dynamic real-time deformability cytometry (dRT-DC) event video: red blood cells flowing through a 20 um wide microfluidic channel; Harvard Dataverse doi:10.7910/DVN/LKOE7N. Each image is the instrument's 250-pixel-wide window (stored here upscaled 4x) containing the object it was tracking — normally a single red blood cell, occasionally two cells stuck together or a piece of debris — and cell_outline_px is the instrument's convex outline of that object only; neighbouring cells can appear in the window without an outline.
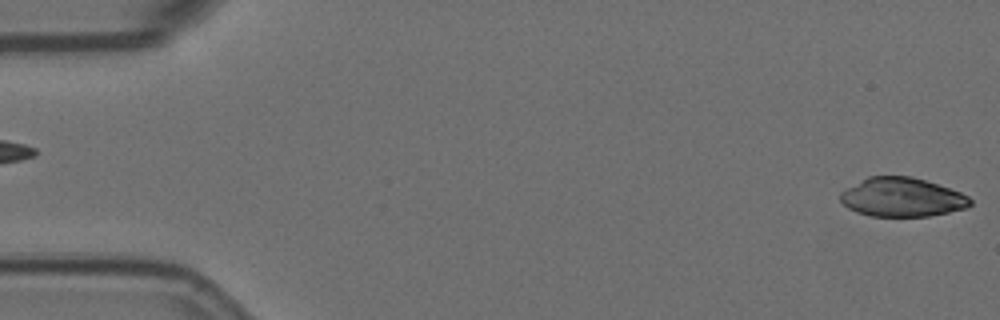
{"species": "Egyptian fruit bat (a non-hibernating species)", "species_latin": "Rousettus aegyptiacus", "temperature_condition": "room temperature", "stored_images_in_passage": 5, "segment_of_instrument_passage": [2, 2], "camera_frame_rate_fps": 3000, "um_per_image_px": 0.085, "animal": {"sex": "female"}, "frame": {"image": 1, "passage_image": 5, "time_ms": 1.333, "image_size_px": [1000, 320], "cell_outline_px": [[972, 204], [968, 208], [928, 216], [872, 216], [856, 212], [848, 208], [840, 200], [840, 192], [868, 176], [912, 176], [960, 192], [968, 196], [972, 200]], "centroid_in_image_um": [76.67, 16.77], "position_along_channel_um": 8.3, "area_um2": 29.36}}